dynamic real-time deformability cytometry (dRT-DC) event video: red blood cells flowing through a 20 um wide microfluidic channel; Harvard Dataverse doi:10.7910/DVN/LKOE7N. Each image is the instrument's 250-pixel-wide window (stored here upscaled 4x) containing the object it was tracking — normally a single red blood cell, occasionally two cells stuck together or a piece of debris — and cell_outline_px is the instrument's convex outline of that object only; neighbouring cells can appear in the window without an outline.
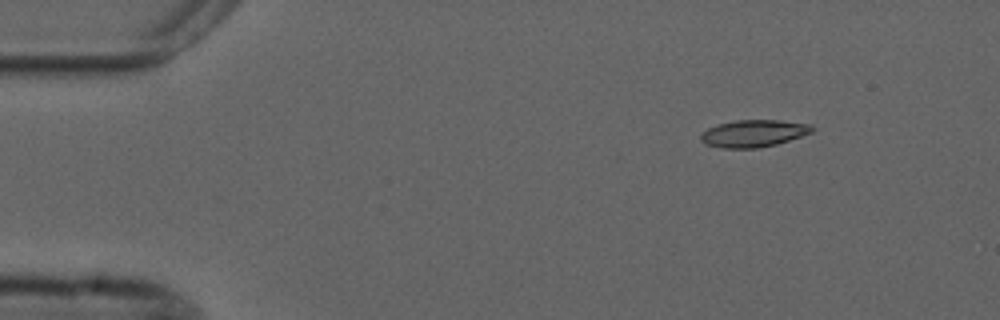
{"species": "common noctule bat (a hibernating species)", "species_latin": "Nyctalus noctula", "temperature_condition": "cold", "stored_images_in_passage": 8, "camera_frame_rate_fps": 3000, "um_per_image_px": 0.085, "animal": {"sex": "male", "forearm_length_mm": 52.5}, "frame": {"image": 1, "passage_image": 1, "time_ms": 0.0, "image_size_px": [1000, 320], "cell_outline_px": [[816, 128], [812, 132], [776, 144], [756, 148], [724, 148], [704, 144], [700, 140], [700, 136], [708, 128], [716, 124], [736, 120], [780, 120], [812, 124]], "centroid_in_image_um": [64.06, 11.33], "position_along_channel_um": 20.9, "area_um2": 17.63}}
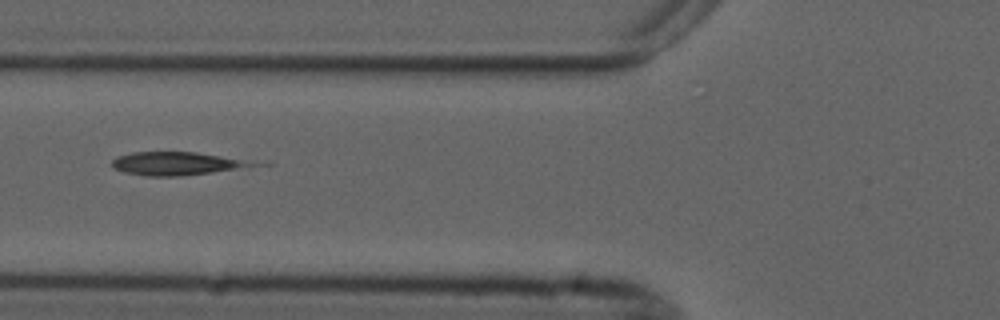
{"frame": {"image": 2, "passage_image": 5, "time_ms": 4.667, "image_size_px": [1000, 320], "cell_outline_px": [[272, 164], [248, 168], [180, 176], [148, 176], [124, 172], [112, 168], [112, 160], [116, 156], [132, 152], [196, 152]], "centroid_in_image_um": [15.12, 13.9], "position_along_channel_um": 110.7, "area_um2": 19.48}}
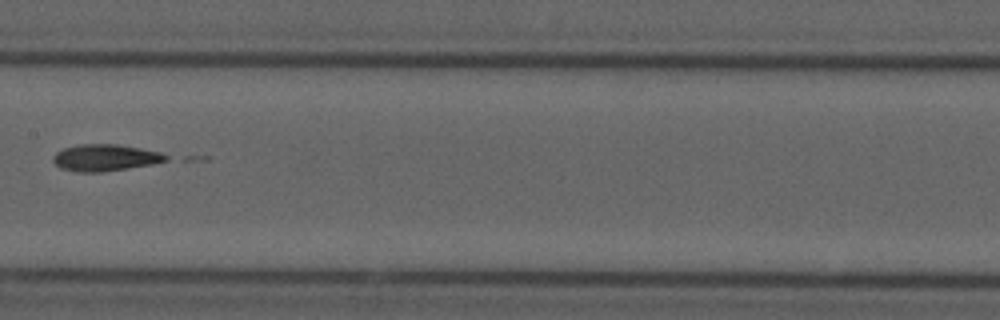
{"frame": {"image": 3, "passage_image": 7, "time_ms": 7.0, "image_size_px": [1000, 320], "cell_outline_px": [[168, 160], [152, 164], [128, 168], [100, 172], [76, 172], [60, 168], [52, 160], [52, 156], [56, 152], [64, 148], [80, 144], [116, 144], [140, 148], [160, 152], [168, 156]], "centroid_in_image_um": [8.91, 13.4], "position_along_channel_um": 198.5, "area_um2": 17.51}}